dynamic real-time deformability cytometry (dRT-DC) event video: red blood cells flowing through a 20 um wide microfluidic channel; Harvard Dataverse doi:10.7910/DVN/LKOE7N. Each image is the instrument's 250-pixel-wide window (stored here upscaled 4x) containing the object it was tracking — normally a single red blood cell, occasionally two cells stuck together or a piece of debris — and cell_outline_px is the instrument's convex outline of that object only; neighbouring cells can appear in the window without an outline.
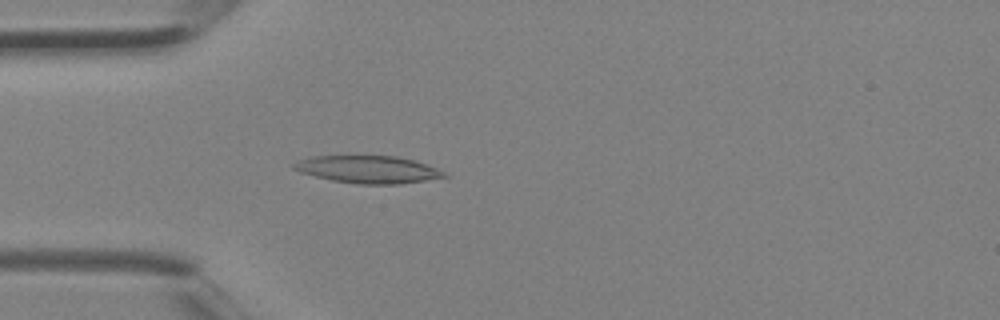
{"species": "Egyptian fruit bat (a non-hibernating species)", "species_latin": "Rousettus aegyptiacus", "temperature_condition": "room temperature", "stored_images_in_passage": 3, "camera_frame_rate_fps": 3000, "um_per_image_px": 0.085, "animal": {"sex": "female"}, "frame": {"image": 1, "passage_image": 3, "time_ms": 0.667, "image_size_px": [1000, 320], "cell_outline_px": [[448, 176], [400, 184], [356, 184], [332, 180], [300, 172], [292, 168], [292, 164], [300, 160], [312, 156], [396, 156], [416, 160], [436, 168], [444, 172]], "centroid_in_image_um": [31.28, 14.4], "position_along_channel_um": 53.7, "area_um2": 23.87}}